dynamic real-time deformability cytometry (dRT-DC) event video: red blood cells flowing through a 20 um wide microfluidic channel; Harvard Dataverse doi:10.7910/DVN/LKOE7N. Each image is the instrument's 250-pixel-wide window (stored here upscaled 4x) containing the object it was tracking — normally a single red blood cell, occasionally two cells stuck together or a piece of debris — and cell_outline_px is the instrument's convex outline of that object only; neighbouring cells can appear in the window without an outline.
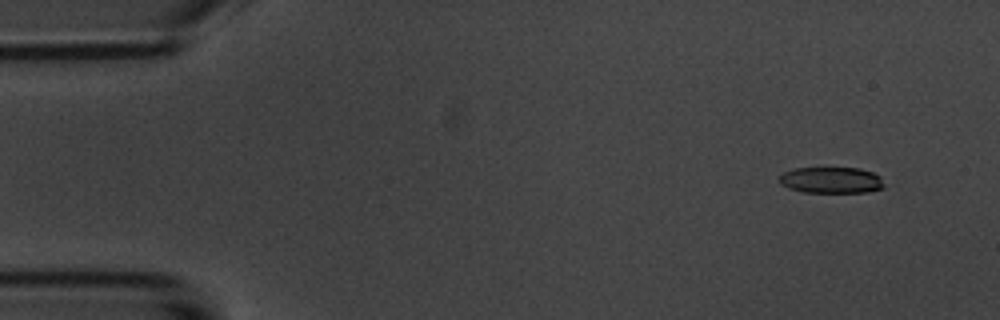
{"species": "common noctule bat (a hibernating species)", "species_latin": "Nyctalus noctula", "temperature_condition": "room temperature", "stored_images_in_passage": 7, "camera_frame_rate_fps": 3000, "um_per_image_px": 0.085, "animal": {"sex": "male", "body_mass_g": 20.1, "forearm_length_mm": 53.5}, "frame": {"image": 1, "passage_image": 2, "time_ms": 1.333, "image_size_px": [1000, 320], "cell_outline_px": [[884, 188], [868, 192], [804, 192], [788, 188], [780, 184], [780, 176], [784, 172], [792, 168], [860, 168], [872, 172], [880, 176], [884, 184]], "centroid_in_image_um": [70.67, 15.31], "position_along_channel_um": 14.3, "area_um2": 16.07}}
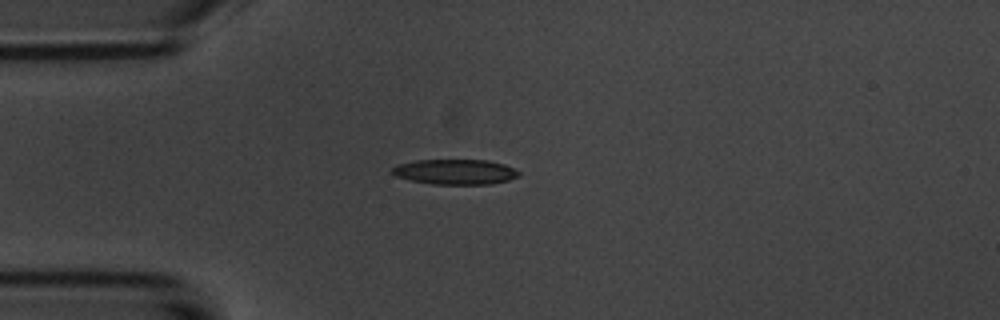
{"frame": {"image": 2, "passage_image": 5, "time_ms": 4.667, "image_size_px": [1000, 320], "cell_outline_px": [[520, 176], [508, 180], [492, 184], [432, 184], [408, 180], [396, 176], [388, 172], [396, 164], [416, 160], [488, 160], [504, 164], [520, 172]], "centroid_in_image_um": [38.65, 14.61], "position_along_channel_um": 46.4, "area_um2": 18.79}}